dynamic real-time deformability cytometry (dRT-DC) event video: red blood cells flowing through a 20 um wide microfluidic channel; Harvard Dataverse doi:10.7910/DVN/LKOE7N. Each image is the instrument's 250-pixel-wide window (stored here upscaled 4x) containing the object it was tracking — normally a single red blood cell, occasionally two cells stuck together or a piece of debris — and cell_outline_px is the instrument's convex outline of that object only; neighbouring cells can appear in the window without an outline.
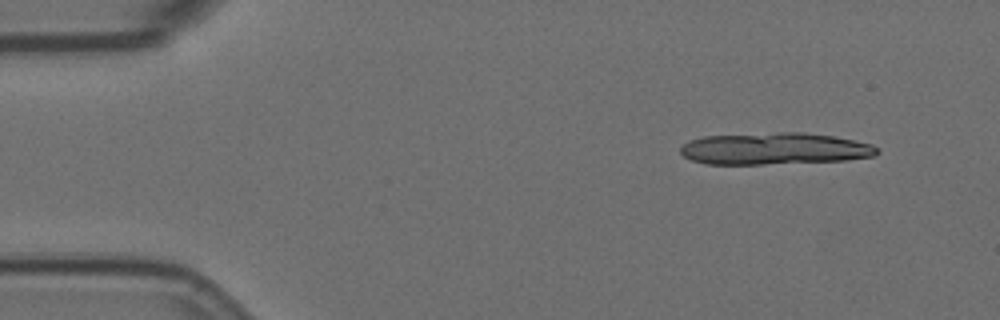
{"species": "Egyptian fruit bat (a non-hibernating species)", "species_latin": "Rousettus aegyptiacus", "temperature_condition": "room temperature", "stored_images_in_passage": 14, "segment_of_instrument_passage": [1, 2], "camera_frame_rate_fps": 3000, "um_per_image_px": 0.085, "animal": {"sex": "female"}, "frame": {"image": 1, "passage_image": 1, "time_ms": 0.0, "image_size_px": [1000, 320], "cell_outline_px": [[880, 152], [876, 156], [844, 160], [760, 164], [708, 164], [692, 160], [684, 156], [680, 152], [680, 148], [688, 140], [704, 136], [776, 132], [804, 132], [832, 136], [872, 144], [880, 148]], "centroid_in_image_um": [65.85, 12.63], "position_along_channel_um": 19.2, "area_um2": 36.53}}